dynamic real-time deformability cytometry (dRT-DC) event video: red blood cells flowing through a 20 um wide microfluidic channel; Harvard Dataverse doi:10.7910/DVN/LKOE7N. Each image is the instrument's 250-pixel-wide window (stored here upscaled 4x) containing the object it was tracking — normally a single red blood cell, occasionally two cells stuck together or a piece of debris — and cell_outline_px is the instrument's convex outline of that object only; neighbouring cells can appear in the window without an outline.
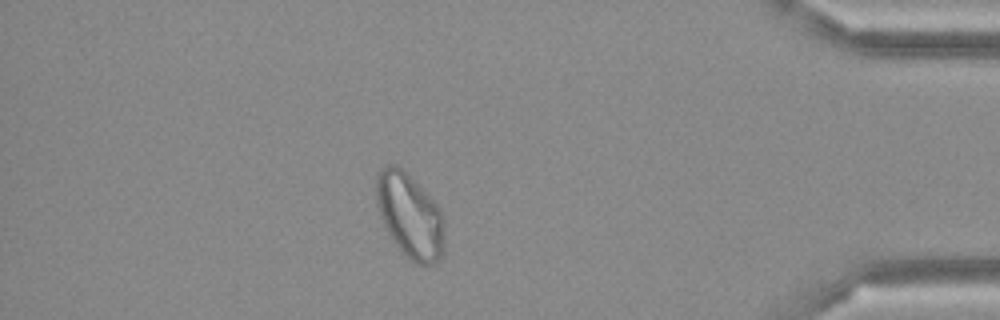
{"species": "Egyptian fruit bat (a non-hibernating species)", "species_latin": "Rousettus aegyptiacus", "temperature_condition": "cold", "stored_images_in_passage": 45, "camera_frame_rate_fps": 3000, "um_per_image_px": 0.085, "frame": {"image": 1, "passage_image": 39, "time_ms": 12.667, "image_size_px": [1000, 320], "cell_outline_px": [[444, 252], [432, 264], [416, 264], [404, 256], [392, 240], [380, 216], [376, 204], [376, 172], [380, 168], [388, 164], [396, 164], [440, 208], [444, 216]], "centroid_in_image_um": [34.82, 18.36], "position_along_channel_um": 400.4, "area_um2": 33.52}}